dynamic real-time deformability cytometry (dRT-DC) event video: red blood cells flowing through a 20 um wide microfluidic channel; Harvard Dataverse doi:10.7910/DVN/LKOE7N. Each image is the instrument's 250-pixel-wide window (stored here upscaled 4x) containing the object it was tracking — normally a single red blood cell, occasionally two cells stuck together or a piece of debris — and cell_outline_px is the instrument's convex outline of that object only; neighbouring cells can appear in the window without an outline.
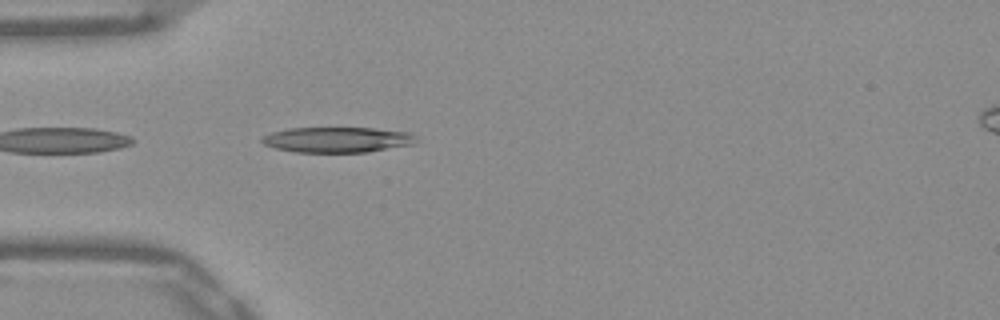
{"species": "Egyptian fruit bat (a non-hibernating species)", "species_latin": "Rousettus aegyptiacus", "temperature_condition": "warm", "stored_images_in_passage": 32, "camera_frame_rate_fps": 3000, "um_per_image_px": 0.085, "frame": {"image": 1, "passage_image": 2, "time_ms": 0.333, "image_size_px": [1000, 320], "cell_outline_px": [[416, 140], [412, 144], [368, 152], [296, 152], [276, 148], [264, 144], [260, 140], [260, 136], [272, 132], [288, 128], [372, 128], [408, 132], [416, 136]], "centroid_in_image_um": [28.63, 11.87], "position_along_channel_um": 56.4, "area_um2": 22.77}}
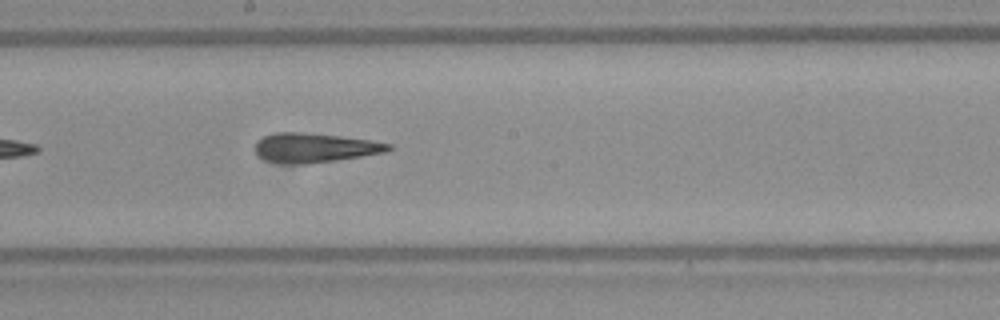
{"frame": {"image": 2, "passage_image": 15, "time_ms": 4.667, "image_size_px": [1000, 320], "cell_outline_px": [[392, 148], [388, 152], [336, 160], [304, 164], [280, 164], [264, 160], [256, 152], [256, 144], [264, 136], [280, 132], [304, 132], [340, 136], [372, 140], [392, 144]], "centroid_in_image_um": [26.78, 12.56], "position_along_channel_um": 221.4, "area_um2": 22.83}}
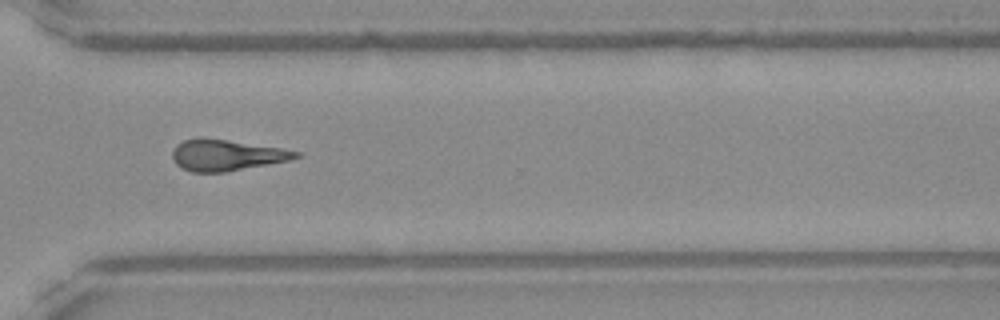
{"frame": {"image": 3, "passage_image": 25, "time_ms": 8.0, "image_size_px": [1000, 320], "cell_outline_px": [[300, 156], [288, 160], [268, 164], [224, 172], [192, 172], [180, 168], [172, 160], [172, 152], [176, 144], [184, 140], [200, 136], [204, 136], [284, 148], [300, 152]], "centroid_in_image_um": [19.2, 13.16], "position_along_channel_um": 351.4, "area_um2": 22.72}, "authors_computed_cell_mechanics": {"area_um2": 22.5131, "velocity_mm_per_s": 3.9103, "shape_relaxation_time_tau1_ms": null, "shape_relaxation_time_tau2_ms": 6.9074, "deformation_change_tau1": null, "deformation_change_tau2": 0.2255}}